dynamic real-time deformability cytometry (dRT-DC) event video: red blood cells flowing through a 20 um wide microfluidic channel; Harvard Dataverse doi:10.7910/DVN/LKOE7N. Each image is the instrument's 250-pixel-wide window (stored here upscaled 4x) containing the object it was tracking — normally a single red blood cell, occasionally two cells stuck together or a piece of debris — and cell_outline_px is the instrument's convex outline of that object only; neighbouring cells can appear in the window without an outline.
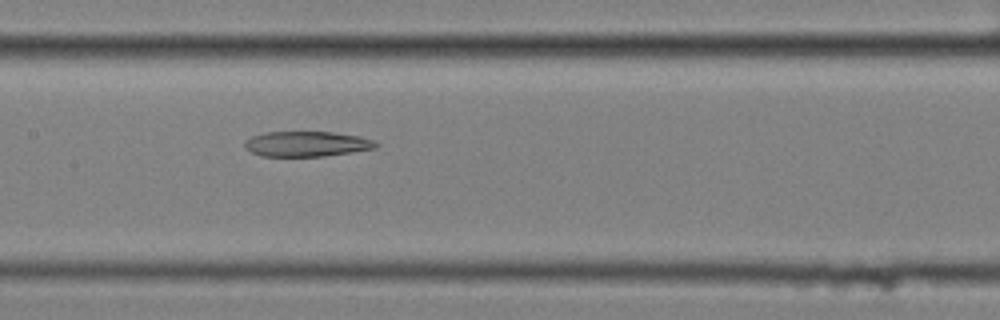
{"species": "common noctule bat (a hibernating species)", "species_latin": "Nyctalus noctula", "temperature_condition": "cold", "stored_images_in_passage": 6, "camera_frame_rate_fps": 3000, "um_per_image_px": 0.085, "animal": {"sex": "female", "body_mass_g": 25.1}, "frame": {"image": 1, "passage_image": 6, "time_ms": 1.667, "image_size_px": [1000, 320], "cell_outline_px": [[380, 144], [376, 148], [324, 156], [260, 156], [244, 148], [244, 140], [252, 136], [264, 132], [332, 132], [360, 136], [372, 140]], "centroid_in_image_um": [26.04, 12.23], "position_along_channel_um": 181.4, "area_um2": 19.31}}